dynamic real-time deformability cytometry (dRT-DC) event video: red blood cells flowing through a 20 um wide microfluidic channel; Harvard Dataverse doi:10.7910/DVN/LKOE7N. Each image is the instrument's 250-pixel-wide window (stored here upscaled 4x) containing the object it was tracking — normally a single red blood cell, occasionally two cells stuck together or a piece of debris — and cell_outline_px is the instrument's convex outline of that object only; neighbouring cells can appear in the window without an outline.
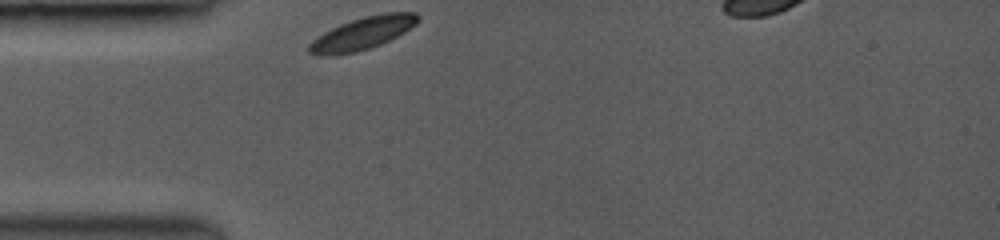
{"species": "common noctule bat (a hibernating species)", "species_latin": "Nyctalus noctula", "temperature_condition": "room temperature", "stored_images_in_passage": 35, "camera_frame_rate_fps": 3500, "um_per_image_px": 0.085, "animal": {"sex": "female", "body_mass_g": 19.0, "forearm_length_mm": 53.3}, "frame": {"image": 1, "passage_image": 1, "time_ms": 0.0, "image_size_px": [1000, 240], "cell_outline_px": [[420, 20], [416, 24], [404, 32], [380, 44], [356, 52], [332, 56], [320, 56], [308, 52], [308, 44], [312, 40], [324, 32], [340, 24], [364, 16], [384, 12], [416, 12], [420, 16]], "centroid_in_image_um": [30.81, 2.83], "position_along_channel_um": 54.2, "area_um2": 20.63}}
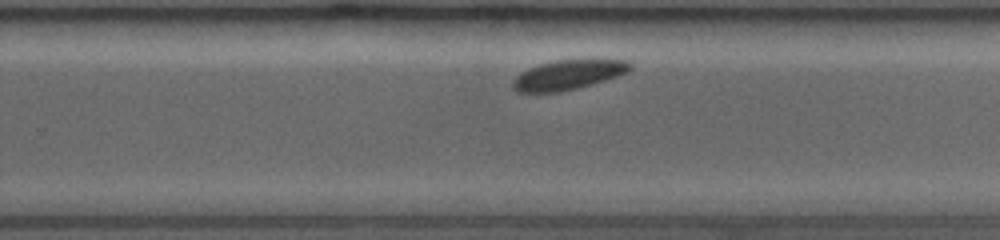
{"frame": {"image": 2, "passage_image": 23, "time_ms": 6.286, "image_size_px": [1000, 240], "cell_outline_px": [[632, 68], [628, 72], [604, 80], [576, 88], [556, 92], [516, 92], [512, 88], [512, 84], [516, 76], [528, 68], [540, 64], [556, 60], [624, 60], [632, 64]], "centroid_in_image_um": [48.26, 6.36], "position_along_channel_um": 281.5, "area_um2": 19.88}}
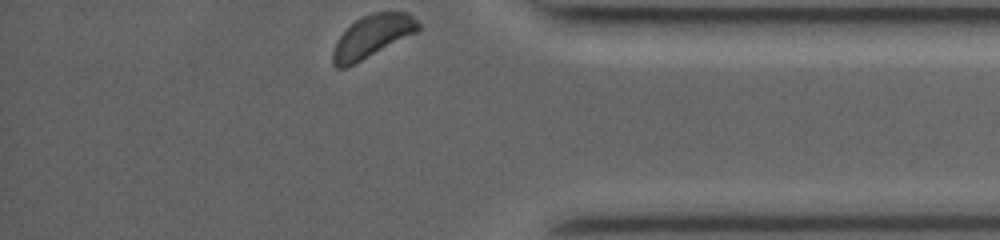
{"frame": {"image": 3, "passage_image": 35, "time_ms": 9.714, "image_size_px": [1000, 240], "cell_outline_px": [[420, 28], [416, 32], [344, 68], [336, 68], [332, 64], [332, 52], [336, 40], [356, 20], [372, 12], [408, 12], [420, 24]], "centroid_in_image_um": [31.61, 3.07], "position_along_channel_um": 403.6, "area_um2": 20.52}, "authors_computed_cell_mechanics": {"area_um2": 20.8658, "velocity_mm_per_s": 3.7362, "shape_relaxation_time_tau1_ms": 1.0784, "shape_relaxation_time_tau2_ms": null, "deformation_change_tau1": 0.053, "deformation_change_tau2": null}}